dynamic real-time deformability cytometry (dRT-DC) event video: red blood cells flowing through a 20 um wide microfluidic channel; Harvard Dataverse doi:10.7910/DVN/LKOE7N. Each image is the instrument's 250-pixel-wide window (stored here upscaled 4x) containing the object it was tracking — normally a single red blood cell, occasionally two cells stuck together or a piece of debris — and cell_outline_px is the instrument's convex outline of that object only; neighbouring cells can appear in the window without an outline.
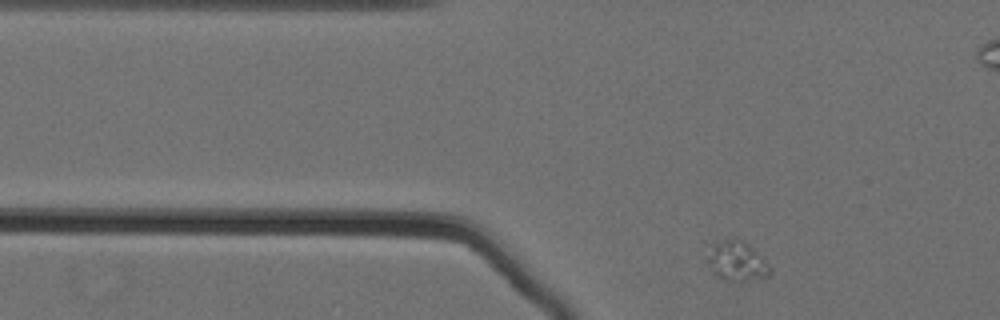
{"species": "Egyptian fruit bat (a non-hibernating species)", "species_latin": "Rousettus aegyptiacus", "temperature_condition": "cold", "stored_images_in_passage": 47, "camera_frame_rate_fps": 3000, "um_per_image_px": 0.085, "animal": {"sex": "female"}, "frame": {"image": 1, "passage_image": 2, "time_ms": 0.333, "image_size_px": [1000, 320], "cell_outline_px": [[772, 276], [740, 284], [728, 284], [720, 280], [712, 272], [704, 260], [704, 256], [712, 244], [728, 236], [740, 240], [752, 248], [772, 268]], "centroid_in_image_um": [62.57, 22.28], "position_along_channel_um": 63.2, "area_um2": 15.72}}
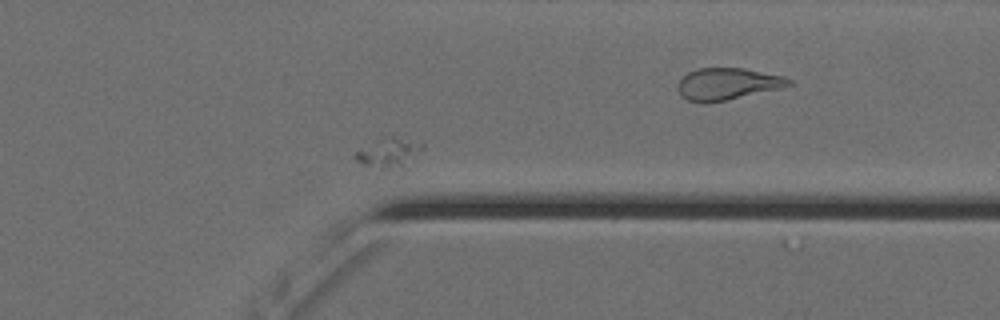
{"frame": {"image": 2, "passage_image": 35, "time_ms": 11.333, "image_size_px": [1000, 320], "cell_outline_px": [[424, 148], [404, 168], [360, 164], [352, 156], [356, 152], [380, 140], [392, 136], [424, 144]], "centroid_in_image_um": [33.1, 12.99], "position_along_channel_um": 378.3, "area_um2": 10.75}}